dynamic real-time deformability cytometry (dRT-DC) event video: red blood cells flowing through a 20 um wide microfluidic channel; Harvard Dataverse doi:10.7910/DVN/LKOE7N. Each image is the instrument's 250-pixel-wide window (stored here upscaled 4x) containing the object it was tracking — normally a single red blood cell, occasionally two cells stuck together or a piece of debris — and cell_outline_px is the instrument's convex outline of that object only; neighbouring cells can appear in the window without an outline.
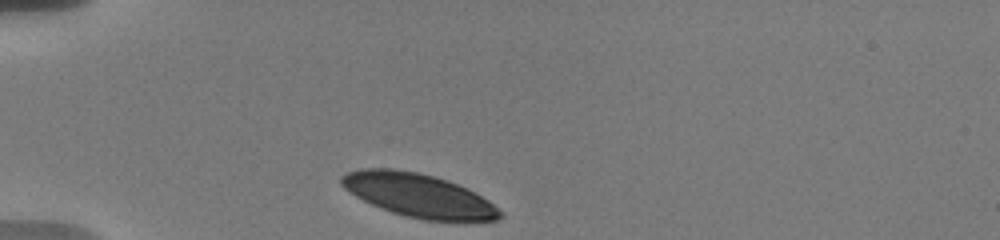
{"species": "human", "species_latin": "Homo sapiens", "temperature_condition": "warm", "stored_images_in_passage": 8, "camera_frame_rate_fps": 3000, "um_per_image_px": 0.085, "donor": {"sex": "male"}, "frame": {"image": 1, "passage_image": 1, "time_ms": 0.0, "image_size_px": [1000, 240], "cell_outline_px": [[504, 216], [496, 220], [424, 220], [404, 216], [380, 208], [348, 192], [340, 184], [340, 176], [348, 172], [360, 168], [392, 168], [416, 172], [448, 180], [468, 188], [488, 200], [500, 208]], "centroid_in_image_um": [35.57, 16.6], "position_along_channel_um": 49.4, "area_um2": 40.17}}
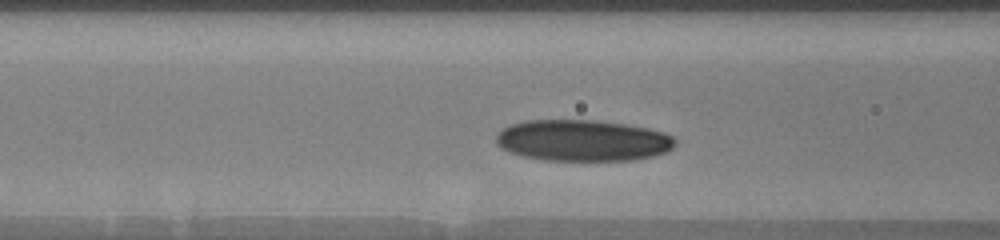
{"frame": {"image": 2, "passage_image": 6, "time_ms": 2.667, "image_size_px": [1000, 240], "cell_outline_px": [[676, 144], [668, 152], [636, 160], [544, 160], [520, 156], [508, 152], [500, 148], [496, 144], [496, 132], [512, 124], [524, 120], [596, 120], [624, 124], [648, 128], [664, 132], [672, 136], [676, 140]], "centroid_in_image_um": [49.51, 11.94], "position_along_channel_um": 117.1, "area_um2": 43.52}}
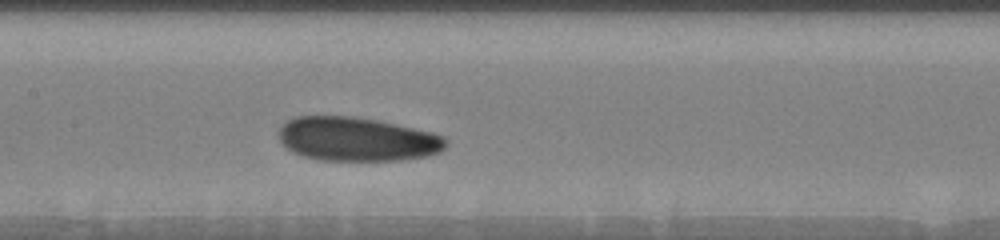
{"frame": {"image": 3, "passage_image": 8, "time_ms": 4.333, "image_size_px": [1000, 240], "cell_outline_px": [[448, 144], [440, 152], [428, 156], [400, 160], [320, 160], [304, 156], [292, 152], [280, 140], [280, 128], [288, 120], [296, 116], [356, 116], [376, 120], [432, 132], [444, 136], [448, 140]], "centroid_in_image_um": [30.38, 11.83], "position_along_channel_um": 177.0, "area_um2": 42.71}}